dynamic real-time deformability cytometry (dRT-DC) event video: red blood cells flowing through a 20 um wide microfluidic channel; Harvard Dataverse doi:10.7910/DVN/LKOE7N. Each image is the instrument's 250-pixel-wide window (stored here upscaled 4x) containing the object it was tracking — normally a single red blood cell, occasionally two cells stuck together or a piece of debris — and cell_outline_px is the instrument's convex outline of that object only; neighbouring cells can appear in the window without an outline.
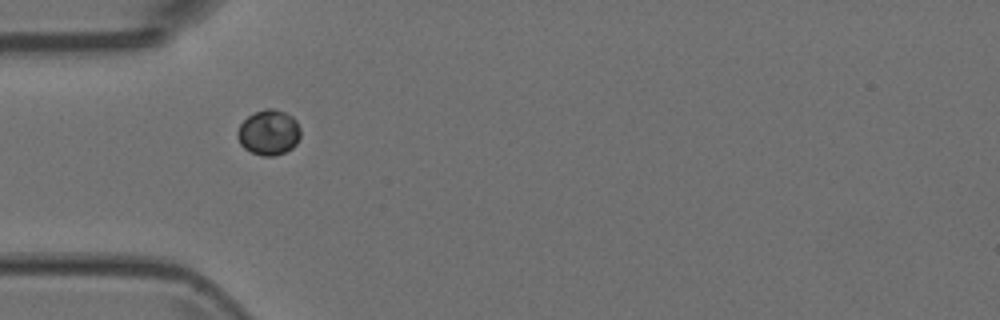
{"species": "Egyptian fruit bat (a non-hibernating species)", "species_latin": "Rousettus aegyptiacus", "temperature_condition": "room temperature", "stored_images_in_passage": 3, "camera_frame_rate_fps": 3000, "um_per_image_px": 0.085, "animal": {"sex": "female"}, "frame": {"image": 1, "passage_image": 1, "time_ms": 0.0, "image_size_px": [1000, 320], "cell_outline_px": [[300, 136], [296, 144], [292, 148], [284, 152], [272, 156], [264, 156], [252, 152], [244, 148], [240, 144], [236, 136], [236, 132], [240, 124], [252, 112], [264, 108], [272, 108], [284, 112], [292, 116], [296, 120], [300, 128]], "centroid_in_image_um": [22.83, 11.24], "position_along_channel_um": 62.2, "area_um2": 16.76}}
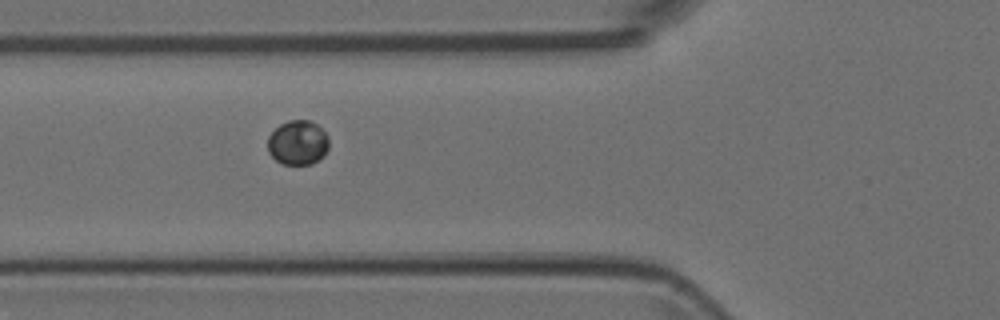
{"frame": {"image": 2, "passage_image": 2, "time_ms": 0.333, "image_size_px": [1000, 320], "cell_outline_px": [[328, 148], [324, 156], [320, 160], [312, 164], [284, 164], [276, 160], [268, 152], [268, 136], [280, 124], [288, 120], [312, 120], [328, 136]], "centroid_in_image_um": [25.33, 12.13], "position_along_channel_um": 100.5, "area_um2": 15.95}}
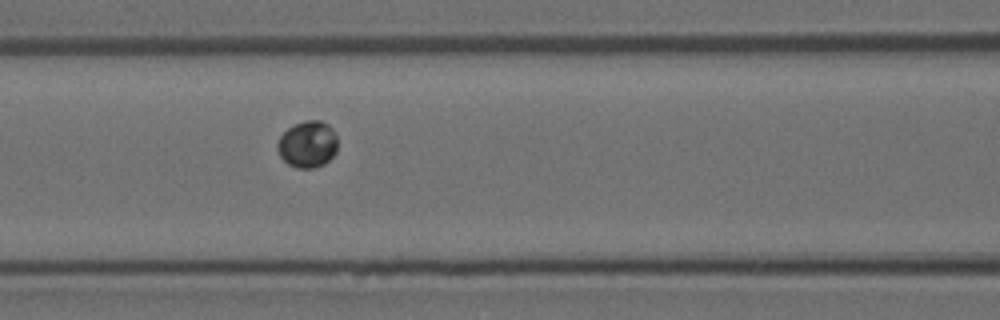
{"frame": {"image": 3, "passage_image": 3, "time_ms": 0.667, "image_size_px": [1000, 320], "cell_outline_px": [[336, 152], [324, 164], [312, 168], [296, 168], [288, 164], [280, 156], [276, 148], [276, 144], [280, 136], [288, 128], [304, 120], [320, 120], [328, 124], [332, 128], [336, 136]], "centroid_in_image_um": [26.13, 12.26], "position_along_channel_um": 140.5, "area_um2": 16.36}}